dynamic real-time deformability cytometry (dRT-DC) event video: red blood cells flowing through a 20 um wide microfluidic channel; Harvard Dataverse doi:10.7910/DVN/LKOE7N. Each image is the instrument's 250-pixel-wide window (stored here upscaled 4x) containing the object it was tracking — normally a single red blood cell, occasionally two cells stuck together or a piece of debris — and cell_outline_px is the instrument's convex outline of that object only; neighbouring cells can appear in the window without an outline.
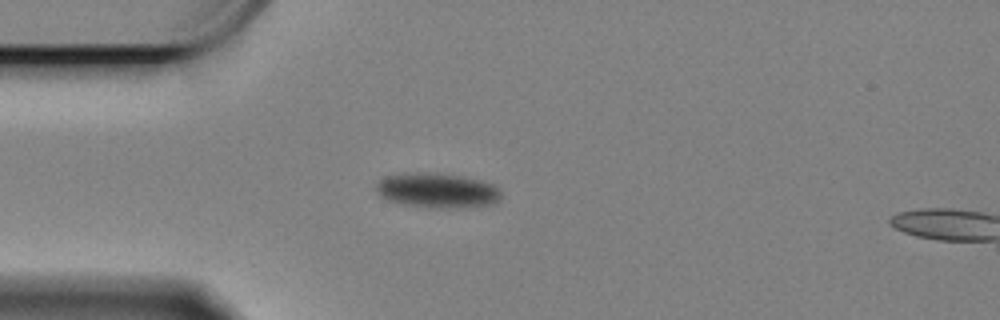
{"species": "Egyptian fruit bat (a non-hibernating species)", "species_latin": "Rousettus aegyptiacus", "temperature_condition": "cold", "stored_images_in_passage": 3, "camera_frame_rate_fps": 3000, "um_per_image_px": 0.085, "animal": {"sex": "female"}, "frame": {"image": 1, "passage_image": 1, "time_ms": 0.0, "image_size_px": [1000, 320], "cell_outline_px": [[500, 196], [496, 200], [484, 204], [408, 204], [388, 200], [380, 196], [376, 188], [376, 184], [384, 176], [416, 172], [436, 172], [464, 176], [496, 184], [500, 192]], "centroid_in_image_um": [37.1, 16.07], "position_along_channel_um": 47.9, "area_um2": 23.7}}